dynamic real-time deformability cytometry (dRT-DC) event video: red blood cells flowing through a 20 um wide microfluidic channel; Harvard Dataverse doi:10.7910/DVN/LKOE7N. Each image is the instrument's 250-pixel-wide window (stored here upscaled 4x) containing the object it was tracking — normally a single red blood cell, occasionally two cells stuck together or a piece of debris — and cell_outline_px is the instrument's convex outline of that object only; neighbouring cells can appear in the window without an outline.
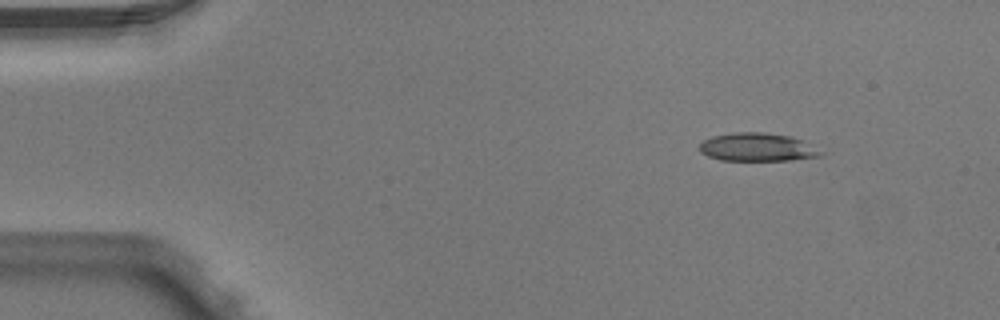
{"species": "Egyptian fruit bat (a non-hibernating species)", "species_latin": "Rousettus aegyptiacus", "temperature_condition": "warm", "stored_images_in_passage": 4, "camera_frame_rate_fps": 3000, "um_per_image_px": 0.085, "animal": {"sex": "male"}, "frame": {"image": 1, "passage_image": 2, "time_ms": 0.333, "image_size_px": [1000, 320], "cell_outline_px": [[824, 156], [792, 160], [720, 160], [708, 156], [700, 152], [700, 144], [704, 140], [712, 136], [732, 132], [764, 132], [792, 136], [824, 152]], "centroid_in_image_um": [64.38, 12.51], "position_along_channel_um": 20.6, "area_um2": 20.0}}